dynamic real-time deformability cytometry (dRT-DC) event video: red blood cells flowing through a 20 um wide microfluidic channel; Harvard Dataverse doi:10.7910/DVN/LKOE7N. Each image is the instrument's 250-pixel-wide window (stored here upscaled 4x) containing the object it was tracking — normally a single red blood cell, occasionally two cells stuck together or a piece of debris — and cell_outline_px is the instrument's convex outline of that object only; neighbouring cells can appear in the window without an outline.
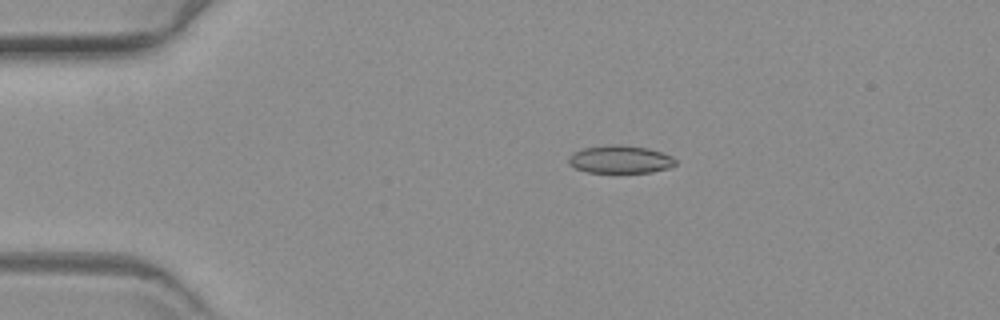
{"species": "common noctule bat (a hibernating species)", "species_latin": "Nyctalus noctula", "temperature_condition": "warm", "stored_images_in_passage": 53, "camera_frame_rate_fps": 3000, "um_per_image_px": 0.085, "animal": {"sex": "female", "body_mass_g": 19.3, "forearm_length_mm": 54.1}, "frame": {"image": 1, "passage_image": 9, "time_ms": 2.667, "image_size_px": [1000, 320], "cell_outline_px": [[676, 164], [668, 168], [652, 172], [588, 172], [576, 168], [568, 164], [568, 156], [572, 152], [584, 148], [608, 144], [620, 144], [648, 148], [672, 156], [676, 160]], "centroid_in_image_um": [52.69, 13.53], "position_along_channel_um": 32.3, "area_um2": 17.4}}
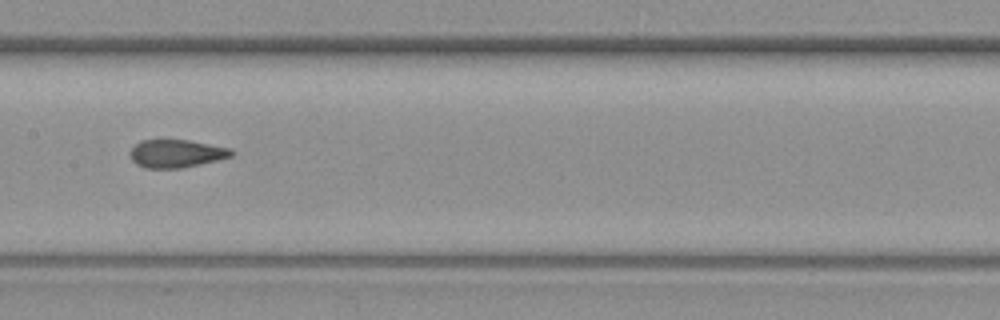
{"frame": {"image": 2, "passage_image": 27, "time_ms": 8.667, "image_size_px": [1000, 320], "cell_outline_px": [[236, 152], [232, 156], [216, 160], [180, 168], [144, 168], [136, 164], [132, 160], [128, 152], [140, 140], [188, 140], [232, 148]], "centroid_in_image_um": [14.98, 13.04], "position_along_channel_um": 192.4, "area_um2": 16.53}}
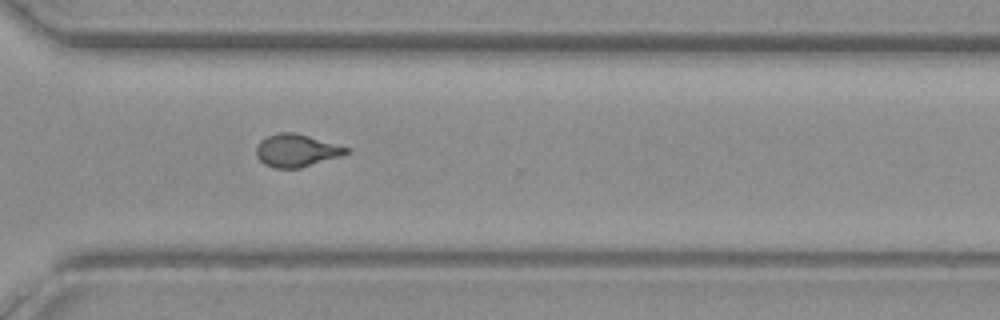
{"frame": {"image": 3, "passage_image": 40, "time_ms": 13.0, "image_size_px": [1000, 320], "cell_outline_px": [[352, 152], [340, 156], [300, 168], [272, 168], [264, 164], [256, 156], [256, 148], [260, 140], [276, 132], [296, 132], [352, 148]], "centroid_in_image_um": [25.22, 12.78], "position_along_channel_um": 345.4, "area_um2": 17.4}}